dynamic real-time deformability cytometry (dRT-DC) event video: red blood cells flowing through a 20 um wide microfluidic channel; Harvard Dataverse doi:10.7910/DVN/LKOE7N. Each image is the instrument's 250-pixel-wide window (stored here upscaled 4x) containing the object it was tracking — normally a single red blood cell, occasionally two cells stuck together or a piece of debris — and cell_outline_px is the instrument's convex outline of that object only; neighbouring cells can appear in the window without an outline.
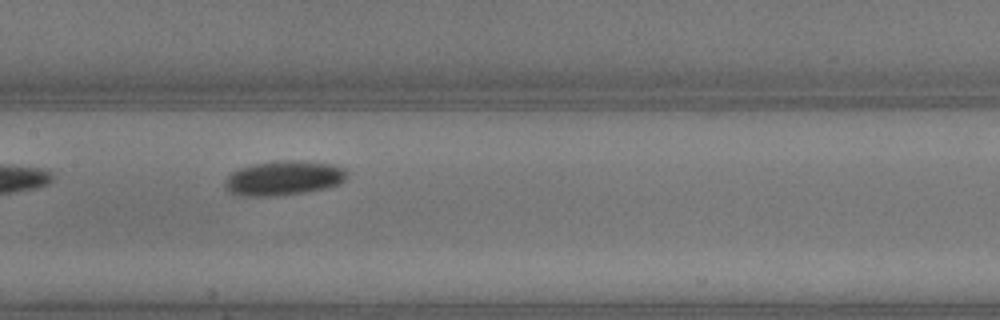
{"species": "common noctule bat (a hibernating species)", "species_latin": "Nyctalus noctula", "temperature_condition": "warm", "stored_images_in_passage": 12, "camera_frame_rate_fps": 3000, "um_per_image_px": 0.085, "animal": {"sex": "male", "body_mass_g": 13.3}, "frame": {"image": 1, "passage_image": 8, "time_ms": 2.333, "image_size_px": [1000, 320], "cell_outline_px": [[348, 172], [344, 180], [340, 184], [324, 188], [304, 192], [276, 196], [240, 196], [228, 192], [224, 188], [224, 184], [228, 176], [232, 172], [240, 168], [252, 164], [276, 160], [296, 160], [332, 164], [344, 168]], "centroid_in_image_um": [24.08, 15.13], "position_along_channel_um": 183.3, "area_um2": 24.74}}